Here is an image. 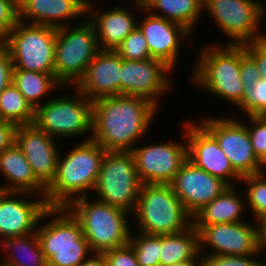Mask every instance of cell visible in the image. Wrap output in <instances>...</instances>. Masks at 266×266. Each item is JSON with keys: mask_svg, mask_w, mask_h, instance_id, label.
Masks as SVG:
<instances>
[{"mask_svg": "<svg viewBox=\"0 0 266 266\" xmlns=\"http://www.w3.org/2000/svg\"><path fill=\"white\" fill-rule=\"evenodd\" d=\"M230 117L205 116L199 123L216 139L241 177L265 172L254 153L247 126L242 119Z\"/></svg>", "mask_w": 266, "mask_h": 266, "instance_id": "cell-12", "label": "cell"}, {"mask_svg": "<svg viewBox=\"0 0 266 266\" xmlns=\"http://www.w3.org/2000/svg\"><path fill=\"white\" fill-rule=\"evenodd\" d=\"M88 199L86 196L73 200L66 208L79 221L92 252L104 253L129 244L131 214L97 199L92 202Z\"/></svg>", "mask_w": 266, "mask_h": 266, "instance_id": "cell-5", "label": "cell"}, {"mask_svg": "<svg viewBox=\"0 0 266 266\" xmlns=\"http://www.w3.org/2000/svg\"><path fill=\"white\" fill-rule=\"evenodd\" d=\"M115 51L126 61H144L152 58L146 38L138 27L122 41Z\"/></svg>", "mask_w": 266, "mask_h": 266, "instance_id": "cell-34", "label": "cell"}, {"mask_svg": "<svg viewBox=\"0 0 266 266\" xmlns=\"http://www.w3.org/2000/svg\"><path fill=\"white\" fill-rule=\"evenodd\" d=\"M139 232L150 235L175 234L189 228L193 217L170 185L143 184L132 214Z\"/></svg>", "mask_w": 266, "mask_h": 266, "instance_id": "cell-6", "label": "cell"}, {"mask_svg": "<svg viewBox=\"0 0 266 266\" xmlns=\"http://www.w3.org/2000/svg\"><path fill=\"white\" fill-rule=\"evenodd\" d=\"M169 185L192 217L229 187L222 179L198 168L190 160L182 165Z\"/></svg>", "mask_w": 266, "mask_h": 266, "instance_id": "cell-19", "label": "cell"}, {"mask_svg": "<svg viewBox=\"0 0 266 266\" xmlns=\"http://www.w3.org/2000/svg\"><path fill=\"white\" fill-rule=\"evenodd\" d=\"M0 174L6 183L2 191L29 192L45 197L46 188L36 179L33 169L15 142L0 153Z\"/></svg>", "mask_w": 266, "mask_h": 266, "instance_id": "cell-24", "label": "cell"}, {"mask_svg": "<svg viewBox=\"0 0 266 266\" xmlns=\"http://www.w3.org/2000/svg\"><path fill=\"white\" fill-rule=\"evenodd\" d=\"M17 126L0 119V153L15 142Z\"/></svg>", "mask_w": 266, "mask_h": 266, "instance_id": "cell-42", "label": "cell"}, {"mask_svg": "<svg viewBox=\"0 0 266 266\" xmlns=\"http://www.w3.org/2000/svg\"><path fill=\"white\" fill-rule=\"evenodd\" d=\"M34 123L17 126L15 144L31 165L36 179L47 189L56 177L60 150L58 140Z\"/></svg>", "mask_w": 266, "mask_h": 266, "instance_id": "cell-17", "label": "cell"}, {"mask_svg": "<svg viewBox=\"0 0 266 266\" xmlns=\"http://www.w3.org/2000/svg\"><path fill=\"white\" fill-rule=\"evenodd\" d=\"M238 185L229 186L193 216V225H213L244 222L247 213L246 198ZM239 192V193H238ZM246 212V213H244ZM244 215V216H242Z\"/></svg>", "mask_w": 266, "mask_h": 266, "instance_id": "cell-25", "label": "cell"}, {"mask_svg": "<svg viewBox=\"0 0 266 266\" xmlns=\"http://www.w3.org/2000/svg\"><path fill=\"white\" fill-rule=\"evenodd\" d=\"M199 255V234L193 224L179 233L160 235V266L195 260Z\"/></svg>", "mask_w": 266, "mask_h": 266, "instance_id": "cell-26", "label": "cell"}, {"mask_svg": "<svg viewBox=\"0 0 266 266\" xmlns=\"http://www.w3.org/2000/svg\"><path fill=\"white\" fill-rule=\"evenodd\" d=\"M79 266H106L105 255L103 253H91Z\"/></svg>", "mask_w": 266, "mask_h": 266, "instance_id": "cell-43", "label": "cell"}, {"mask_svg": "<svg viewBox=\"0 0 266 266\" xmlns=\"http://www.w3.org/2000/svg\"><path fill=\"white\" fill-rule=\"evenodd\" d=\"M158 107L135 96L116 95L93 101L92 136L105 151H132L156 119Z\"/></svg>", "mask_w": 266, "mask_h": 266, "instance_id": "cell-1", "label": "cell"}, {"mask_svg": "<svg viewBox=\"0 0 266 266\" xmlns=\"http://www.w3.org/2000/svg\"><path fill=\"white\" fill-rule=\"evenodd\" d=\"M199 50L190 75L194 87L237 106L243 97L240 45L213 42Z\"/></svg>", "mask_w": 266, "mask_h": 266, "instance_id": "cell-3", "label": "cell"}, {"mask_svg": "<svg viewBox=\"0 0 266 266\" xmlns=\"http://www.w3.org/2000/svg\"><path fill=\"white\" fill-rule=\"evenodd\" d=\"M185 137L188 160L195 166L222 179L229 186L240 182L242 177L233 169L216 139L198 121L185 123Z\"/></svg>", "mask_w": 266, "mask_h": 266, "instance_id": "cell-16", "label": "cell"}, {"mask_svg": "<svg viewBox=\"0 0 266 266\" xmlns=\"http://www.w3.org/2000/svg\"><path fill=\"white\" fill-rule=\"evenodd\" d=\"M0 246H1V249L0 251L3 252L2 250H4V245H5V237L2 235V233L0 232Z\"/></svg>", "mask_w": 266, "mask_h": 266, "instance_id": "cell-47", "label": "cell"}, {"mask_svg": "<svg viewBox=\"0 0 266 266\" xmlns=\"http://www.w3.org/2000/svg\"><path fill=\"white\" fill-rule=\"evenodd\" d=\"M75 90V94L54 95L35 109L33 123L56 140L76 139L89 133L83 141L91 140L93 101Z\"/></svg>", "mask_w": 266, "mask_h": 266, "instance_id": "cell-7", "label": "cell"}, {"mask_svg": "<svg viewBox=\"0 0 266 266\" xmlns=\"http://www.w3.org/2000/svg\"><path fill=\"white\" fill-rule=\"evenodd\" d=\"M87 1V18L93 23L100 50H115L138 27L137 16L123 6L99 12Z\"/></svg>", "mask_w": 266, "mask_h": 266, "instance_id": "cell-23", "label": "cell"}, {"mask_svg": "<svg viewBox=\"0 0 266 266\" xmlns=\"http://www.w3.org/2000/svg\"><path fill=\"white\" fill-rule=\"evenodd\" d=\"M248 133L251 138L255 155L260 161L261 167L266 169V116H247ZM250 122V123H249Z\"/></svg>", "mask_w": 266, "mask_h": 266, "instance_id": "cell-35", "label": "cell"}, {"mask_svg": "<svg viewBox=\"0 0 266 266\" xmlns=\"http://www.w3.org/2000/svg\"><path fill=\"white\" fill-rule=\"evenodd\" d=\"M182 125L184 132L181 141H158L145 146L136 145L131 151L138 178L143 184L169 185L188 160L185 123Z\"/></svg>", "mask_w": 266, "mask_h": 266, "instance_id": "cell-13", "label": "cell"}, {"mask_svg": "<svg viewBox=\"0 0 266 266\" xmlns=\"http://www.w3.org/2000/svg\"><path fill=\"white\" fill-rule=\"evenodd\" d=\"M202 10L230 38L226 44L243 45L266 38V31L260 30L266 5L259 0H203Z\"/></svg>", "mask_w": 266, "mask_h": 266, "instance_id": "cell-11", "label": "cell"}, {"mask_svg": "<svg viewBox=\"0 0 266 266\" xmlns=\"http://www.w3.org/2000/svg\"><path fill=\"white\" fill-rule=\"evenodd\" d=\"M105 255L106 266H139L133 248L126 246L108 250Z\"/></svg>", "mask_w": 266, "mask_h": 266, "instance_id": "cell-38", "label": "cell"}, {"mask_svg": "<svg viewBox=\"0 0 266 266\" xmlns=\"http://www.w3.org/2000/svg\"><path fill=\"white\" fill-rule=\"evenodd\" d=\"M12 83L34 109L42 105L43 102L45 103L48 94L50 97V93L53 90L54 93L55 89L60 90L63 87L54 77V73H42L22 69H13Z\"/></svg>", "mask_w": 266, "mask_h": 266, "instance_id": "cell-28", "label": "cell"}, {"mask_svg": "<svg viewBox=\"0 0 266 266\" xmlns=\"http://www.w3.org/2000/svg\"><path fill=\"white\" fill-rule=\"evenodd\" d=\"M240 76L243 87L250 88L261 78L255 61L245 52L244 45H240Z\"/></svg>", "mask_w": 266, "mask_h": 266, "instance_id": "cell-39", "label": "cell"}, {"mask_svg": "<svg viewBox=\"0 0 266 266\" xmlns=\"http://www.w3.org/2000/svg\"><path fill=\"white\" fill-rule=\"evenodd\" d=\"M145 12L148 14L139 21L138 28L146 38L151 57L164 61L173 70L176 69L181 41L188 40V36L194 34L178 23L155 16L146 10Z\"/></svg>", "mask_w": 266, "mask_h": 266, "instance_id": "cell-20", "label": "cell"}, {"mask_svg": "<svg viewBox=\"0 0 266 266\" xmlns=\"http://www.w3.org/2000/svg\"><path fill=\"white\" fill-rule=\"evenodd\" d=\"M245 182L246 206L254 216L255 222L266 217V172L256 175L243 176L240 183Z\"/></svg>", "mask_w": 266, "mask_h": 266, "instance_id": "cell-31", "label": "cell"}, {"mask_svg": "<svg viewBox=\"0 0 266 266\" xmlns=\"http://www.w3.org/2000/svg\"><path fill=\"white\" fill-rule=\"evenodd\" d=\"M49 218L52 219L46 223ZM43 220L45 223L40 224ZM36 234L47 266H79L93 253L79 221L66 207H49L38 223Z\"/></svg>", "mask_w": 266, "mask_h": 266, "instance_id": "cell-4", "label": "cell"}, {"mask_svg": "<svg viewBox=\"0 0 266 266\" xmlns=\"http://www.w3.org/2000/svg\"><path fill=\"white\" fill-rule=\"evenodd\" d=\"M131 232L129 245L133 248L139 266H160V235Z\"/></svg>", "mask_w": 266, "mask_h": 266, "instance_id": "cell-32", "label": "cell"}, {"mask_svg": "<svg viewBox=\"0 0 266 266\" xmlns=\"http://www.w3.org/2000/svg\"><path fill=\"white\" fill-rule=\"evenodd\" d=\"M171 71L173 69L164 61L154 58L144 61L122 59L121 94L141 97L160 107L161 96L173 89Z\"/></svg>", "mask_w": 266, "mask_h": 266, "instance_id": "cell-15", "label": "cell"}, {"mask_svg": "<svg viewBox=\"0 0 266 266\" xmlns=\"http://www.w3.org/2000/svg\"><path fill=\"white\" fill-rule=\"evenodd\" d=\"M245 52L255 61L261 76H266V38L243 44Z\"/></svg>", "mask_w": 266, "mask_h": 266, "instance_id": "cell-40", "label": "cell"}, {"mask_svg": "<svg viewBox=\"0 0 266 266\" xmlns=\"http://www.w3.org/2000/svg\"><path fill=\"white\" fill-rule=\"evenodd\" d=\"M5 260L0 266H47L36 232L5 239Z\"/></svg>", "mask_w": 266, "mask_h": 266, "instance_id": "cell-29", "label": "cell"}, {"mask_svg": "<svg viewBox=\"0 0 266 266\" xmlns=\"http://www.w3.org/2000/svg\"><path fill=\"white\" fill-rule=\"evenodd\" d=\"M133 4L135 6H132L135 9L142 10V13L146 10L148 6V0H132Z\"/></svg>", "mask_w": 266, "mask_h": 266, "instance_id": "cell-46", "label": "cell"}, {"mask_svg": "<svg viewBox=\"0 0 266 266\" xmlns=\"http://www.w3.org/2000/svg\"><path fill=\"white\" fill-rule=\"evenodd\" d=\"M142 185L131 151H106L94 188L97 200L132 215Z\"/></svg>", "mask_w": 266, "mask_h": 266, "instance_id": "cell-10", "label": "cell"}, {"mask_svg": "<svg viewBox=\"0 0 266 266\" xmlns=\"http://www.w3.org/2000/svg\"><path fill=\"white\" fill-rule=\"evenodd\" d=\"M81 21L74 27L69 25L57 28L54 77L65 89L78 83L100 51L93 23L87 16Z\"/></svg>", "mask_w": 266, "mask_h": 266, "instance_id": "cell-8", "label": "cell"}, {"mask_svg": "<svg viewBox=\"0 0 266 266\" xmlns=\"http://www.w3.org/2000/svg\"><path fill=\"white\" fill-rule=\"evenodd\" d=\"M13 63L6 47L0 42V94L12 83Z\"/></svg>", "mask_w": 266, "mask_h": 266, "instance_id": "cell-41", "label": "cell"}, {"mask_svg": "<svg viewBox=\"0 0 266 266\" xmlns=\"http://www.w3.org/2000/svg\"><path fill=\"white\" fill-rule=\"evenodd\" d=\"M260 256L261 255H201L202 266H266V262H262Z\"/></svg>", "mask_w": 266, "mask_h": 266, "instance_id": "cell-36", "label": "cell"}, {"mask_svg": "<svg viewBox=\"0 0 266 266\" xmlns=\"http://www.w3.org/2000/svg\"><path fill=\"white\" fill-rule=\"evenodd\" d=\"M34 195L29 192L0 190V232L5 239L37 231L38 223L49 206L45 197L37 196L38 201L31 200ZM26 197L30 199L26 200Z\"/></svg>", "mask_w": 266, "mask_h": 266, "instance_id": "cell-18", "label": "cell"}, {"mask_svg": "<svg viewBox=\"0 0 266 266\" xmlns=\"http://www.w3.org/2000/svg\"><path fill=\"white\" fill-rule=\"evenodd\" d=\"M76 145L59 155L56 177L45 194L49 207H67L96 186L106 151L92 139Z\"/></svg>", "mask_w": 266, "mask_h": 266, "instance_id": "cell-2", "label": "cell"}, {"mask_svg": "<svg viewBox=\"0 0 266 266\" xmlns=\"http://www.w3.org/2000/svg\"><path fill=\"white\" fill-rule=\"evenodd\" d=\"M57 28L18 21L0 42L8 50L13 69L54 73Z\"/></svg>", "mask_w": 266, "mask_h": 266, "instance_id": "cell-9", "label": "cell"}, {"mask_svg": "<svg viewBox=\"0 0 266 266\" xmlns=\"http://www.w3.org/2000/svg\"><path fill=\"white\" fill-rule=\"evenodd\" d=\"M253 223L249 219L240 223L194 225L199 234L200 255L204 252V255H260L259 223Z\"/></svg>", "mask_w": 266, "mask_h": 266, "instance_id": "cell-14", "label": "cell"}, {"mask_svg": "<svg viewBox=\"0 0 266 266\" xmlns=\"http://www.w3.org/2000/svg\"><path fill=\"white\" fill-rule=\"evenodd\" d=\"M122 58L115 50H100L73 86L91 101L121 94Z\"/></svg>", "mask_w": 266, "mask_h": 266, "instance_id": "cell-21", "label": "cell"}, {"mask_svg": "<svg viewBox=\"0 0 266 266\" xmlns=\"http://www.w3.org/2000/svg\"><path fill=\"white\" fill-rule=\"evenodd\" d=\"M0 119L16 126L34 122L35 109L13 83L0 94Z\"/></svg>", "mask_w": 266, "mask_h": 266, "instance_id": "cell-30", "label": "cell"}, {"mask_svg": "<svg viewBox=\"0 0 266 266\" xmlns=\"http://www.w3.org/2000/svg\"><path fill=\"white\" fill-rule=\"evenodd\" d=\"M19 21L18 0H0V41Z\"/></svg>", "mask_w": 266, "mask_h": 266, "instance_id": "cell-37", "label": "cell"}, {"mask_svg": "<svg viewBox=\"0 0 266 266\" xmlns=\"http://www.w3.org/2000/svg\"><path fill=\"white\" fill-rule=\"evenodd\" d=\"M202 5L203 0H148L146 11L178 23L193 34L203 14Z\"/></svg>", "mask_w": 266, "mask_h": 266, "instance_id": "cell-27", "label": "cell"}, {"mask_svg": "<svg viewBox=\"0 0 266 266\" xmlns=\"http://www.w3.org/2000/svg\"><path fill=\"white\" fill-rule=\"evenodd\" d=\"M247 116H266V76H261L252 88L243 87L242 101L236 106Z\"/></svg>", "mask_w": 266, "mask_h": 266, "instance_id": "cell-33", "label": "cell"}, {"mask_svg": "<svg viewBox=\"0 0 266 266\" xmlns=\"http://www.w3.org/2000/svg\"><path fill=\"white\" fill-rule=\"evenodd\" d=\"M87 1L18 0L19 20L54 28L69 26L73 19L86 18Z\"/></svg>", "mask_w": 266, "mask_h": 266, "instance_id": "cell-22", "label": "cell"}, {"mask_svg": "<svg viewBox=\"0 0 266 266\" xmlns=\"http://www.w3.org/2000/svg\"><path fill=\"white\" fill-rule=\"evenodd\" d=\"M172 266H202V257L201 255H199L195 260L176 263L175 265Z\"/></svg>", "mask_w": 266, "mask_h": 266, "instance_id": "cell-45", "label": "cell"}, {"mask_svg": "<svg viewBox=\"0 0 266 266\" xmlns=\"http://www.w3.org/2000/svg\"><path fill=\"white\" fill-rule=\"evenodd\" d=\"M259 228H260V248L262 254H264L266 251V217L259 222ZM265 248V249H264Z\"/></svg>", "mask_w": 266, "mask_h": 266, "instance_id": "cell-44", "label": "cell"}]
</instances>
